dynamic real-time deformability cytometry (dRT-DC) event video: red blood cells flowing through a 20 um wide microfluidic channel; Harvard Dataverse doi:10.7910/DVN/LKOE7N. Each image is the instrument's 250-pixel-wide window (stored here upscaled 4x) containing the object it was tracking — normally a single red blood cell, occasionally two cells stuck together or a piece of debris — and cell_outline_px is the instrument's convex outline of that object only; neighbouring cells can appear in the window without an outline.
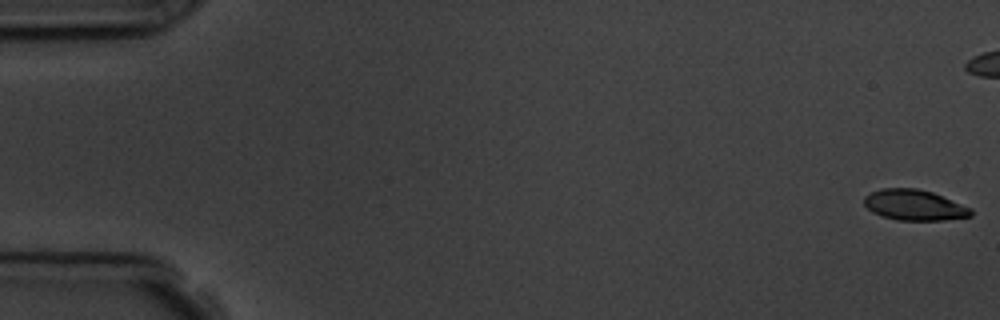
{"species": "common noctule bat (a hibernating species)", "species_latin": "Nyctalus noctula", "temperature_condition": "room temperature", "stored_images_in_passage": 10, "camera_frame_rate_fps": 3000, "um_per_image_px": 0.085, "animal": {"sex": "male", "body_mass_g": 19.5, "forearm_length_mm": 54.6}, "frame": {"image": 1, "passage_image": 1, "time_ms": 0.0, "image_size_px": [1000, 320], "cell_outline_px": [[972, 216], [944, 220], [896, 220], [872, 212], [864, 204], [864, 196], [880, 188], [916, 188], [932, 192], [972, 208]], "centroid_in_image_um": [77.72, 17.43], "position_along_channel_um": 7.3, "area_um2": 19.02}}